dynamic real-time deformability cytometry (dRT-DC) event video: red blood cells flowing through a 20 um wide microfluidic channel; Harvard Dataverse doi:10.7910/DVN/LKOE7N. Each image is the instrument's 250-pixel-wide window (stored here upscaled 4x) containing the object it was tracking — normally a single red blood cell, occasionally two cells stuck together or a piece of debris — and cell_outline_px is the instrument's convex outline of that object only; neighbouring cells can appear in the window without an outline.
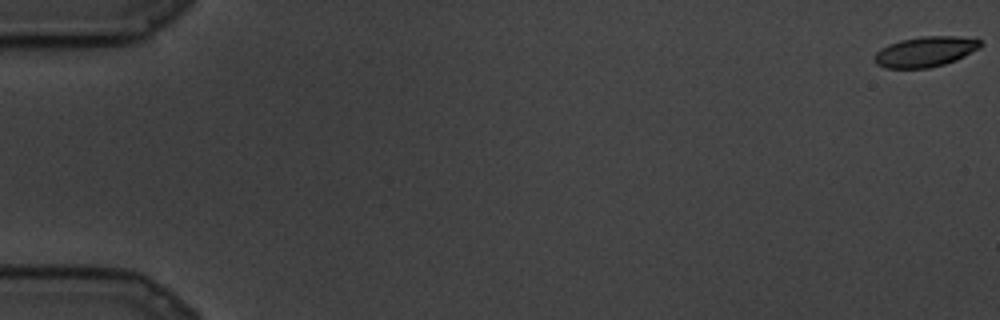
{"species": "common noctule bat (a hibernating species)", "species_latin": "Nyctalus noctula", "temperature_condition": "cold", "stored_images_in_passage": 82, "camera_frame_rate_fps": 3000, "um_per_image_px": 0.085, "animal": {"sex": "male", "body_mass_g": 19.5, "forearm_length_mm": 54.6}, "frame": {"image": 1, "passage_image": 1, "time_ms": 0.0, "image_size_px": [1000, 320], "cell_outline_px": [[984, 44], [980, 48], [956, 60], [944, 64], [928, 68], [884, 68], [876, 64], [872, 60], [876, 52], [880, 48], [888, 44], [900, 40], [920, 36], [956, 36], [980, 40]], "centroid_in_image_um": [78.62, 4.39], "position_along_channel_um": 6.4, "area_um2": 18.9}}
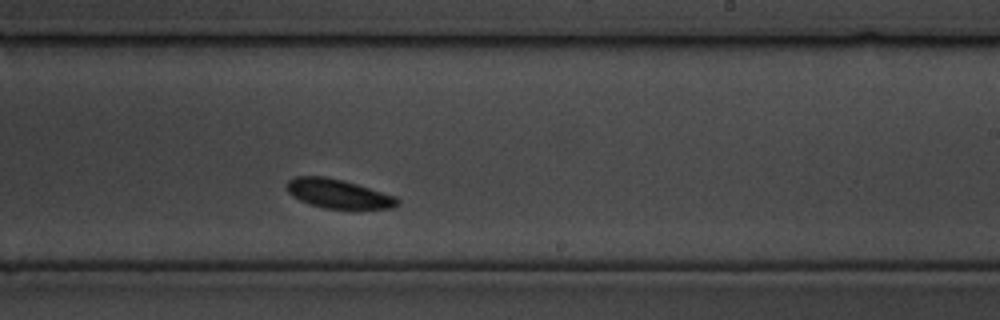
{"frame": {"image": 2, "passage_image": 45, "time_ms": 14.667, "image_size_px": [1000, 320], "cell_outline_px": [[400, 204], [396, 208], [356, 212], [352, 212], [324, 208], [308, 204], [292, 196], [288, 192], [288, 180], [296, 176], [324, 176], [344, 180], [396, 196], [400, 200]], "centroid_in_image_um": [28.87, 16.54], "position_along_channel_um": 260.1, "area_um2": 19.83}}
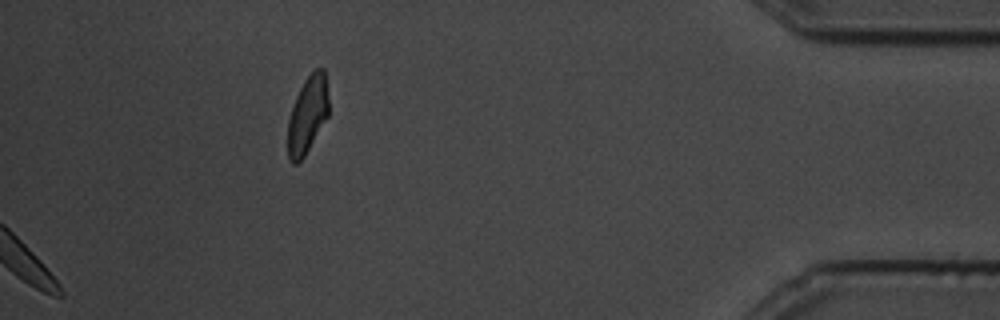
{"frame": {"image": 3, "passage_image": 82, "time_ms": 27.0, "image_size_px": [1000, 320], "cell_outline_px": [[328, 116], [304, 156], [296, 164], [292, 164], [288, 160], [288, 120], [296, 96], [304, 80], [316, 68], [324, 68], [328, 96]], "centroid_in_image_um": [26.13, 9.76], "position_along_channel_um": 409.1, "area_um2": 18.21}}